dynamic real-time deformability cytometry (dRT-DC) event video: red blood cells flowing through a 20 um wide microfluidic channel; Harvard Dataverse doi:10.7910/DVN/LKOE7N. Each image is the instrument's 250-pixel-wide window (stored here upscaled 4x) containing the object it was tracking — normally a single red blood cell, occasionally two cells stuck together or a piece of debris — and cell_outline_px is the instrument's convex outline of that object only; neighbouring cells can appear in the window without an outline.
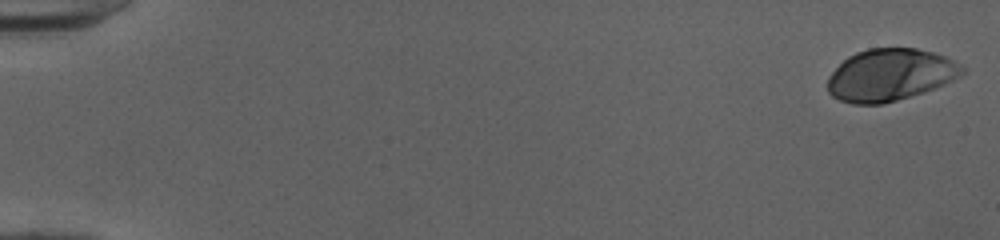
{"species": "human", "species_latin": "Homo sapiens", "temperature_condition": "cold", "stored_images_in_passage": 52, "camera_frame_rate_fps": 3000, "um_per_image_px": 0.085, "donor": {"sex": "female"}, "frame": {"image": 1, "passage_image": 1, "time_ms": 0.0, "image_size_px": [1000, 240], "cell_outline_px": [[964, 72], [960, 76], [944, 84], [924, 92], [884, 104], [852, 104], [840, 100], [832, 96], [828, 92], [828, 76], [848, 56], [856, 52], [868, 48], [916, 48], [932, 52], [956, 60], [964, 68]], "centroid_in_image_um": [75.66, 6.37], "position_along_channel_um": 9.3, "area_um2": 40.86}}
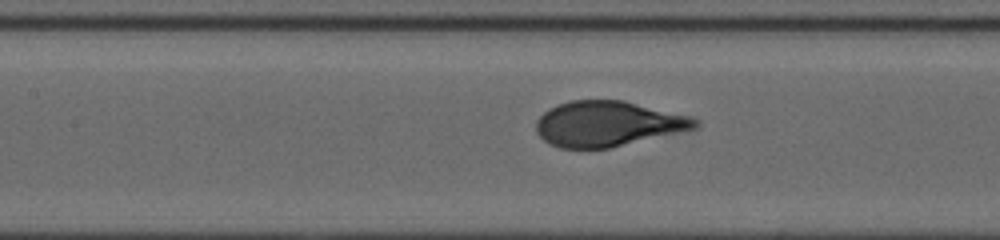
{"frame": {"image": 2, "passage_image": 25, "time_ms": 8.0, "image_size_px": [1000, 240], "cell_outline_px": [[700, 124], [696, 128], [608, 148], [560, 148], [548, 144], [536, 132], [536, 120], [548, 108], [556, 104], [572, 100], [624, 100], [688, 116], [696, 120]], "centroid_in_image_um": [51.59, 10.51], "position_along_channel_um": 155.8, "area_um2": 41.67}}
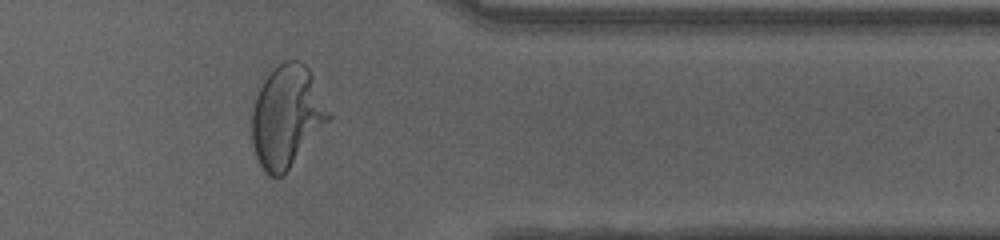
{"frame": {"image": 3, "passage_image": 43, "time_ms": 14.0, "image_size_px": [1000, 240], "cell_outline_px": [[332, 116], [284, 176], [268, 176], [264, 172], [256, 156], [252, 144], [252, 112], [256, 96], [264, 80], [284, 60], [300, 60], [308, 68]], "centroid_in_image_um": [24.37, 9.94], "position_along_channel_um": 387.0, "area_um2": 45.03}, "authors_computed_cell_mechanics": {"area_um2": 41.6738, "velocity_mm_per_s": 4.0031, "shape_relaxation_time_tau1_ms": 4.3072, "shape_relaxation_time_tau2_ms": null, "deformation_change_tau1": 0.207, "deformation_change_tau2": null}}